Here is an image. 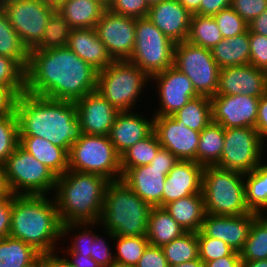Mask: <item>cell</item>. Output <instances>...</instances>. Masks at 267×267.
<instances>
[{
    "label": "cell",
    "mask_w": 267,
    "mask_h": 267,
    "mask_svg": "<svg viewBox=\"0 0 267 267\" xmlns=\"http://www.w3.org/2000/svg\"><path fill=\"white\" fill-rule=\"evenodd\" d=\"M98 70L67 46L30 50L25 92L54 100L76 102L96 90Z\"/></svg>",
    "instance_id": "cell-1"
},
{
    "label": "cell",
    "mask_w": 267,
    "mask_h": 267,
    "mask_svg": "<svg viewBox=\"0 0 267 267\" xmlns=\"http://www.w3.org/2000/svg\"><path fill=\"white\" fill-rule=\"evenodd\" d=\"M15 112L19 136L44 138L68 153L82 135L75 102L25 92L17 97Z\"/></svg>",
    "instance_id": "cell-2"
},
{
    "label": "cell",
    "mask_w": 267,
    "mask_h": 267,
    "mask_svg": "<svg viewBox=\"0 0 267 267\" xmlns=\"http://www.w3.org/2000/svg\"><path fill=\"white\" fill-rule=\"evenodd\" d=\"M9 236L33 246L42 255L54 252L56 240L62 237L55 199L46 194L12 195Z\"/></svg>",
    "instance_id": "cell-3"
},
{
    "label": "cell",
    "mask_w": 267,
    "mask_h": 267,
    "mask_svg": "<svg viewBox=\"0 0 267 267\" xmlns=\"http://www.w3.org/2000/svg\"><path fill=\"white\" fill-rule=\"evenodd\" d=\"M106 177L68 170L57 177L54 195L62 224L99 223L104 206ZM97 222V223H96Z\"/></svg>",
    "instance_id": "cell-4"
},
{
    "label": "cell",
    "mask_w": 267,
    "mask_h": 267,
    "mask_svg": "<svg viewBox=\"0 0 267 267\" xmlns=\"http://www.w3.org/2000/svg\"><path fill=\"white\" fill-rule=\"evenodd\" d=\"M151 208L122 179L110 181L98 224L113 235L146 236Z\"/></svg>",
    "instance_id": "cell-5"
},
{
    "label": "cell",
    "mask_w": 267,
    "mask_h": 267,
    "mask_svg": "<svg viewBox=\"0 0 267 267\" xmlns=\"http://www.w3.org/2000/svg\"><path fill=\"white\" fill-rule=\"evenodd\" d=\"M244 174L205 166L202 193L206 213L235 216L251 212L246 204Z\"/></svg>",
    "instance_id": "cell-6"
},
{
    "label": "cell",
    "mask_w": 267,
    "mask_h": 267,
    "mask_svg": "<svg viewBox=\"0 0 267 267\" xmlns=\"http://www.w3.org/2000/svg\"><path fill=\"white\" fill-rule=\"evenodd\" d=\"M148 80L150 77L129 60H114L98 71L96 90L119 111H131Z\"/></svg>",
    "instance_id": "cell-7"
},
{
    "label": "cell",
    "mask_w": 267,
    "mask_h": 267,
    "mask_svg": "<svg viewBox=\"0 0 267 267\" xmlns=\"http://www.w3.org/2000/svg\"><path fill=\"white\" fill-rule=\"evenodd\" d=\"M69 170L93 173L110 181L122 177L121 156L108 135H89L82 133L68 153Z\"/></svg>",
    "instance_id": "cell-8"
},
{
    "label": "cell",
    "mask_w": 267,
    "mask_h": 267,
    "mask_svg": "<svg viewBox=\"0 0 267 267\" xmlns=\"http://www.w3.org/2000/svg\"><path fill=\"white\" fill-rule=\"evenodd\" d=\"M3 165L13 195H47L55 191L57 176L20 145Z\"/></svg>",
    "instance_id": "cell-9"
},
{
    "label": "cell",
    "mask_w": 267,
    "mask_h": 267,
    "mask_svg": "<svg viewBox=\"0 0 267 267\" xmlns=\"http://www.w3.org/2000/svg\"><path fill=\"white\" fill-rule=\"evenodd\" d=\"M175 43L148 17L137 18L135 45L129 61L149 77L174 66Z\"/></svg>",
    "instance_id": "cell-10"
},
{
    "label": "cell",
    "mask_w": 267,
    "mask_h": 267,
    "mask_svg": "<svg viewBox=\"0 0 267 267\" xmlns=\"http://www.w3.org/2000/svg\"><path fill=\"white\" fill-rule=\"evenodd\" d=\"M174 67L185 74L192 82L199 96L213 97L219 84L220 67L212 57V52L187 40L176 43Z\"/></svg>",
    "instance_id": "cell-11"
},
{
    "label": "cell",
    "mask_w": 267,
    "mask_h": 267,
    "mask_svg": "<svg viewBox=\"0 0 267 267\" xmlns=\"http://www.w3.org/2000/svg\"><path fill=\"white\" fill-rule=\"evenodd\" d=\"M259 133L253 127L224 128V147L219 168L249 173L263 162V148Z\"/></svg>",
    "instance_id": "cell-12"
},
{
    "label": "cell",
    "mask_w": 267,
    "mask_h": 267,
    "mask_svg": "<svg viewBox=\"0 0 267 267\" xmlns=\"http://www.w3.org/2000/svg\"><path fill=\"white\" fill-rule=\"evenodd\" d=\"M0 7L29 51L41 41L48 19L56 10L44 0H0Z\"/></svg>",
    "instance_id": "cell-13"
},
{
    "label": "cell",
    "mask_w": 267,
    "mask_h": 267,
    "mask_svg": "<svg viewBox=\"0 0 267 267\" xmlns=\"http://www.w3.org/2000/svg\"><path fill=\"white\" fill-rule=\"evenodd\" d=\"M137 18L115 14L108 9L96 23L98 38L113 60H129L135 45Z\"/></svg>",
    "instance_id": "cell-14"
},
{
    "label": "cell",
    "mask_w": 267,
    "mask_h": 267,
    "mask_svg": "<svg viewBox=\"0 0 267 267\" xmlns=\"http://www.w3.org/2000/svg\"><path fill=\"white\" fill-rule=\"evenodd\" d=\"M259 99L243 94L215 95L211 97L212 121L224 128H255Z\"/></svg>",
    "instance_id": "cell-15"
},
{
    "label": "cell",
    "mask_w": 267,
    "mask_h": 267,
    "mask_svg": "<svg viewBox=\"0 0 267 267\" xmlns=\"http://www.w3.org/2000/svg\"><path fill=\"white\" fill-rule=\"evenodd\" d=\"M154 132L162 148L170 150L179 160L195 161L200 132L188 128L172 116H152Z\"/></svg>",
    "instance_id": "cell-16"
},
{
    "label": "cell",
    "mask_w": 267,
    "mask_h": 267,
    "mask_svg": "<svg viewBox=\"0 0 267 267\" xmlns=\"http://www.w3.org/2000/svg\"><path fill=\"white\" fill-rule=\"evenodd\" d=\"M150 80H156L161 102V107L154 116H171L199 96L191 80L174 66L152 75Z\"/></svg>",
    "instance_id": "cell-17"
},
{
    "label": "cell",
    "mask_w": 267,
    "mask_h": 267,
    "mask_svg": "<svg viewBox=\"0 0 267 267\" xmlns=\"http://www.w3.org/2000/svg\"><path fill=\"white\" fill-rule=\"evenodd\" d=\"M82 133L109 135L110 129L120 112L97 90L75 102Z\"/></svg>",
    "instance_id": "cell-18"
},
{
    "label": "cell",
    "mask_w": 267,
    "mask_h": 267,
    "mask_svg": "<svg viewBox=\"0 0 267 267\" xmlns=\"http://www.w3.org/2000/svg\"><path fill=\"white\" fill-rule=\"evenodd\" d=\"M259 214L224 216L206 213L201 231L208 237L223 240L234 251L240 252L248 238L251 224Z\"/></svg>",
    "instance_id": "cell-19"
},
{
    "label": "cell",
    "mask_w": 267,
    "mask_h": 267,
    "mask_svg": "<svg viewBox=\"0 0 267 267\" xmlns=\"http://www.w3.org/2000/svg\"><path fill=\"white\" fill-rule=\"evenodd\" d=\"M267 92L264 70L251 64L220 69L216 95H248L260 98Z\"/></svg>",
    "instance_id": "cell-20"
},
{
    "label": "cell",
    "mask_w": 267,
    "mask_h": 267,
    "mask_svg": "<svg viewBox=\"0 0 267 267\" xmlns=\"http://www.w3.org/2000/svg\"><path fill=\"white\" fill-rule=\"evenodd\" d=\"M204 166L195 161L179 160L165 178L162 208L180 198L202 192Z\"/></svg>",
    "instance_id": "cell-21"
},
{
    "label": "cell",
    "mask_w": 267,
    "mask_h": 267,
    "mask_svg": "<svg viewBox=\"0 0 267 267\" xmlns=\"http://www.w3.org/2000/svg\"><path fill=\"white\" fill-rule=\"evenodd\" d=\"M191 16L177 0H164L150 6L147 17L176 44L187 40Z\"/></svg>",
    "instance_id": "cell-22"
},
{
    "label": "cell",
    "mask_w": 267,
    "mask_h": 267,
    "mask_svg": "<svg viewBox=\"0 0 267 267\" xmlns=\"http://www.w3.org/2000/svg\"><path fill=\"white\" fill-rule=\"evenodd\" d=\"M167 168L150 164L128 169L121 179L151 207H162V194Z\"/></svg>",
    "instance_id": "cell-23"
},
{
    "label": "cell",
    "mask_w": 267,
    "mask_h": 267,
    "mask_svg": "<svg viewBox=\"0 0 267 267\" xmlns=\"http://www.w3.org/2000/svg\"><path fill=\"white\" fill-rule=\"evenodd\" d=\"M154 130V120L146 119L132 111H120L109 132V139L121 156L136 142Z\"/></svg>",
    "instance_id": "cell-24"
},
{
    "label": "cell",
    "mask_w": 267,
    "mask_h": 267,
    "mask_svg": "<svg viewBox=\"0 0 267 267\" xmlns=\"http://www.w3.org/2000/svg\"><path fill=\"white\" fill-rule=\"evenodd\" d=\"M67 47L98 71L114 61L95 28L72 29Z\"/></svg>",
    "instance_id": "cell-25"
},
{
    "label": "cell",
    "mask_w": 267,
    "mask_h": 267,
    "mask_svg": "<svg viewBox=\"0 0 267 267\" xmlns=\"http://www.w3.org/2000/svg\"><path fill=\"white\" fill-rule=\"evenodd\" d=\"M19 145L57 177L69 170L68 152L38 136H19Z\"/></svg>",
    "instance_id": "cell-26"
},
{
    "label": "cell",
    "mask_w": 267,
    "mask_h": 267,
    "mask_svg": "<svg viewBox=\"0 0 267 267\" xmlns=\"http://www.w3.org/2000/svg\"><path fill=\"white\" fill-rule=\"evenodd\" d=\"M186 232L202 228L206 211L203 193L186 196L163 207Z\"/></svg>",
    "instance_id": "cell-27"
},
{
    "label": "cell",
    "mask_w": 267,
    "mask_h": 267,
    "mask_svg": "<svg viewBox=\"0 0 267 267\" xmlns=\"http://www.w3.org/2000/svg\"><path fill=\"white\" fill-rule=\"evenodd\" d=\"M107 7L98 0H67L57 11L72 29L95 28Z\"/></svg>",
    "instance_id": "cell-28"
},
{
    "label": "cell",
    "mask_w": 267,
    "mask_h": 267,
    "mask_svg": "<svg viewBox=\"0 0 267 267\" xmlns=\"http://www.w3.org/2000/svg\"><path fill=\"white\" fill-rule=\"evenodd\" d=\"M211 52L220 68L250 64L249 29L240 35L223 38Z\"/></svg>",
    "instance_id": "cell-29"
},
{
    "label": "cell",
    "mask_w": 267,
    "mask_h": 267,
    "mask_svg": "<svg viewBox=\"0 0 267 267\" xmlns=\"http://www.w3.org/2000/svg\"><path fill=\"white\" fill-rule=\"evenodd\" d=\"M185 232L184 228L164 208H151L146 234L150 245L162 247Z\"/></svg>",
    "instance_id": "cell-30"
},
{
    "label": "cell",
    "mask_w": 267,
    "mask_h": 267,
    "mask_svg": "<svg viewBox=\"0 0 267 267\" xmlns=\"http://www.w3.org/2000/svg\"><path fill=\"white\" fill-rule=\"evenodd\" d=\"M41 253L33 246L10 236L0 239V267L40 265Z\"/></svg>",
    "instance_id": "cell-31"
},
{
    "label": "cell",
    "mask_w": 267,
    "mask_h": 267,
    "mask_svg": "<svg viewBox=\"0 0 267 267\" xmlns=\"http://www.w3.org/2000/svg\"><path fill=\"white\" fill-rule=\"evenodd\" d=\"M224 147V127L211 121L201 132L196 151V162L202 166H215Z\"/></svg>",
    "instance_id": "cell-32"
},
{
    "label": "cell",
    "mask_w": 267,
    "mask_h": 267,
    "mask_svg": "<svg viewBox=\"0 0 267 267\" xmlns=\"http://www.w3.org/2000/svg\"><path fill=\"white\" fill-rule=\"evenodd\" d=\"M244 178L246 204L251 212L260 215L267 210V164L260 163Z\"/></svg>",
    "instance_id": "cell-33"
},
{
    "label": "cell",
    "mask_w": 267,
    "mask_h": 267,
    "mask_svg": "<svg viewBox=\"0 0 267 267\" xmlns=\"http://www.w3.org/2000/svg\"><path fill=\"white\" fill-rule=\"evenodd\" d=\"M190 129L201 132L212 121L211 98L198 96L171 115Z\"/></svg>",
    "instance_id": "cell-34"
},
{
    "label": "cell",
    "mask_w": 267,
    "mask_h": 267,
    "mask_svg": "<svg viewBox=\"0 0 267 267\" xmlns=\"http://www.w3.org/2000/svg\"><path fill=\"white\" fill-rule=\"evenodd\" d=\"M0 55L14 59L24 70L29 62V50L11 26L6 13L0 7Z\"/></svg>",
    "instance_id": "cell-35"
},
{
    "label": "cell",
    "mask_w": 267,
    "mask_h": 267,
    "mask_svg": "<svg viewBox=\"0 0 267 267\" xmlns=\"http://www.w3.org/2000/svg\"><path fill=\"white\" fill-rule=\"evenodd\" d=\"M161 148L154 130L121 155L122 175L130 168L148 165Z\"/></svg>",
    "instance_id": "cell-36"
},
{
    "label": "cell",
    "mask_w": 267,
    "mask_h": 267,
    "mask_svg": "<svg viewBox=\"0 0 267 267\" xmlns=\"http://www.w3.org/2000/svg\"><path fill=\"white\" fill-rule=\"evenodd\" d=\"M222 39V33L213 17L192 14L188 42L212 50Z\"/></svg>",
    "instance_id": "cell-37"
},
{
    "label": "cell",
    "mask_w": 267,
    "mask_h": 267,
    "mask_svg": "<svg viewBox=\"0 0 267 267\" xmlns=\"http://www.w3.org/2000/svg\"><path fill=\"white\" fill-rule=\"evenodd\" d=\"M239 253L242 261L267 259V221L261 215L253 220L248 238Z\"/></svg>",
    "instance_id": "cell-38"
},
{
    "label": "cell",
    "mask_w": 267,
    "mask_h": 267,
    "mask_svg": "<svg viewBox=\"0 0 267 267\" xmlns=\"http://www.w3.org/2000/svg\"><path fill=\"white\" fill-rule=\"evenodd\" d=\"M161 248L169 265L197 259L199 257L197 232H185Z\"/></svg>",
    "instance_id": "cell-39"
},
{
    "label": "cell",
    "mask_w": 267,
    "mask_h": 267,
    "mask_svg": "<svg viewBox=\"0 0 267 267\" xmlns=\"http://www.w3.org/2000/svg\"><path fill=\"white\" fill-rule=\"evenodd\" d=\"M71 30L69 23L56 9L48 19L41 41L32 50H50L66 47Z\"/></svg>",
    "instance_id": "cell-40"
},
{
    "label": "cell",
    "mask_w": 267,
    "mask_h": 267,
    "mask_svg": "<svg viewBox=\"0 0 267 267\" xmlns=\"http://www.w3.org/2000/svg\"><path fill=\"white\" fill-rule=\"evenodd\" d=\"M105 233H108L107 236L110 239H116L117 253L114 254L115 262L122 265L136 266L149 245L146 236H118L109 231H105Z\"/></svg>",
    "instance_id": "cell-41"
},
{
    "label": "cell",
    "mask_w": 267,
    "mask_h": 267,
    "mask_svg": "<svg viewBox=\"0 0 267 267\" xmlns=\"http://www.w3.org/2000/svg\"><path fill=\"white\" fill-rule=\"evenodd\" d=\"M19 145V127L15 110L0 116V163H4L7 157Z\"/></svg>",
    "instance_id": "cell-42"
},
{
    "label": "cell",
    "mask_w": 267,
    "mask_h": 267,
    "mask_svg": "<svg viewBox=\"0 0 267 267\" xmlns=\"http://www.w3.org/2000/svg\"><path fill=\"white\" fill-rule=\"evenodd\" d=\"M0 85L17 97L25 93V70L12 58L0 55Z\"/></svg>",
    "instance_id": "cell-43"
},
{
    "label": "cell",
    "mask_w": 267,
    "mask_h": 267,
    "mask_svg": "<svg viewBox=\"0 0 267 267\" xmlns=\"http://www.w3.org/2000/svg\"><path fill=\"white\" fill-rule=\"evenodd\" d=\"M223 38H230L245 33L249 29L246 21L231 7L222 9L213 16Z\"/></svg>",
    "instance_id": "cell-44"
},
{
    "label": "cell",
    "mask_w": 267,
    "mask_h": 267,
    "mask_svg": "<svg viewBox=\"0 0 267 267\" xmlns=\"http://www.w3.org/2000/svg\"><path fill=\"white\" fill-rule=\"evenodd\" d=\"M199 258L205 263L230 255L234 250L220 239L206 236L201 230L197 232Z\"/></svg>",
    "instance_id": "cell-45"
},
{
    "label": "cell",
    "mask_w": 267,
    "mask_h": 267,
    "mask_svg": "<svg viewBox=\"0 0 267 267\" xmlns=\"http://www.w3.org/2000/svg\"><path fill=\"white\" fill-rule=\"evenodd\" d=\"M89 226V223L62 224L63 237L68 235L69 232L73 230V228L83 227V231H80L79 235L77 234V237L73 239V243L70 245L71 247H69V249L67 250L68 254H81L85 256L91 255L92 243L95 240V234L91 230L87 229V227Z\"/></svg>",
    "instance_id": "cell-46"
},
{
    "label": "cell",
    "mask_w": 267,
    "mask_h": 267,
    "mask_svg": "<svg viewBox=\"0 0 267 267\" xmlns=\"http://www.w3.org/2000/svg\"><path fill=\"white\" fill-rule=\"evenodd\" d=\"M149 8L146 0H110L107 6L115 14L134 18L147 17Z\"/></svg>",
    "instance_id": "cell-47"
},
{
    "label": "cell",
    "mask_w": 267,
    "mask_h": 267,
    "mask_svg": "<svg viewBox=\"0 0 267 267\" xmlns=\"http://www.w3.org/2000/svg\"><path fill=\"white\" fill-rule=\"evenodd\" d=\"M230 7L249 25L267 9V0H231Z\"/></svg>",
    "instance_id": "cell-48"
},
{
    "label": "cell",
    "mask_w": 267,
    "mask_h": 267,
    "mask_svg": "<svg viewBox=\"0 0 267 267\" xmlns=\"http://www.w3.org/2000/svg\"><path fill=\"white\" fill-rule=\"evenodd\" d=\"M250 64L264 70L267 67V37L249 30Z\"/></svg>",
    "instance_id": "cell-49"
},
{
    "label": "cell",
    "mask_w": 267,
    "mask_h": 267,
    "mask_svg": "<svg viewBox=\"0 0 267 267\" xmlns=\"http://www.w3.org/2000/svg\"><path fill=\"white\" fill-rule=\"evenodd\" d=\"M90 256L102 267H110L116 263L114 254L110 252L106 241L97 235H95V240L92 243Z\"/></svg>",
    "instance_id": "cell-50"
},
{
    "label": "cell",
    "mask_w": 267,
    "mask_h": 267,
    "mask_svg": "<svg viewBox=\"0 0 267 267\" xmlns=\"http://www.w3.org/2000/svg\"><path fill=\"white\" fill-rule=\"evenodd\" d=\"M161 247L148 245L135 267H168Z\"/></svg>",
    "instance_id": "cell-51"
},
{
    "label": "cell",
    "mask_w": 267,
    "mask_h": 267,
    "mask_svg": "<svg viewBox=\"0 0 267 267\" xmlns=\"http://www.w3.org/2000/svg\"><path fill=\"white\" fill-rule=\"evenodd\" d=\"M12 211V195L0 197V239L9 236Z\"/></svg>",
    "instance_id": "cell-52"
},
{
    "label": "cell",
    "mask_w": 267,
    "mask_h": 267,
    "mask_svg": "<svg viewBox=\"0 0 267 267\" xmlns=\"http://www.w3.org/2000/svg\"><path fill=\"white\" fill-rule=\"evenodd\" d=\"M255 129L263 143L267 140V92L259 99L258 115ZM266 137V138H265Z\"/></svg>",
    "instance_id": "cell-53"
},
{
    "label": "cell",
    "mask_w": 267,
    "mask_h": 267,
    "mask_svg": "<svg viewBox=\"0 0 267 267\" xmlns=\"http://www.w3.org/2000/svg\"><path fill=\"white\" fill-rule=\"evenodd\" d=\"M178 161L179 159L170 150L161 147L150 165L152 167L167 168V173H169Z\"/></svg>",
    "instance_id": "cell-54"
},
{
    "label": "cell",
    "mask_w": 267,
    "mask_h": 267,
    "mask_svg": "<svg viewBox=\"0 0 267 267\" xmlns=\"http://www.w3.org/2000/svg\"><path fill=\"white\" fill-rule=\"evenodd\" d=\"M231 6V0H201L200 15L213 17L222 9Z\"/></svg>",
    "instance_id": "cell-55"
},
{
    "label": "cell",
    "mask_w": 267,
    "mask_h": 267,
    "mask_svg": "<svg viewBox=\"0 0 267 267\" xmlns=\"http://www.w3.org/2000/svg\"><path fill=\"white\" fill-rule=\"evenodd\" d=\"M17 96L5 86L0 85V116L15 110Z\"/></svg>",
    "instance_id": "cell-56"
},
{
    "label": "cell",
    "mask_w": 267,
    "mask_h": 267,
    "mask_svg": "<svg viewBox=\"0 0 267 267\" xmlns=\"http://www.w3.org/2000/svg\"><path fill=\"white\" fill-rule=\"evenodd\" d=\"M241 264L240 253L233 251L228 256L205 262L204 267H241Z\"/></svg>",
    "instance_id": "cell-57"
},
{
    "label": "cell",
    "mask_w": 267,
    "mask_h": 267,
    "mask_svg": "<svg viewBox=\"0 0 267 267\" xmlns=\"http://www.w3.org/2000/svg\"><path fill=\"white\" fill-rule=\"evenodd\" d=\"M40 267H75L66 257H58L54 252L43 254L40 258Z\"/></svg>",
    "instance_id": "cell-58"
},
{
    "label": "cell",
    "mask_w": 267,
    "mask_h": 267,
    "mask_svg": "<svg viewBox=\"0 0 267 267\" xmlns=\"http://www.w3.org/2000/svg\"><path fill=\"white\" fill-rule=\"evenodd\" d=\"M249 30L267 37V9L249 24Z\"/></svg>",
    "instance_id": "cell-59"
},
{
    "label": "cell",
    "mask_w": 267,
    "mask_h": 267,
    "mask_svg": "<svg viewBox=\"0 0 267 267\" xmlns=\"http://www.w3.org/2000/svg\"><path fill=\"white\" fill-rule=\"evenodd\" d=\"M71 260L66 258L75 267H102L91 256L69 254Z\"/></svg>",
    "instance_id": "cell-60"
},
{
    "label": "cell",
    "mask_w": 267,
    "mask_h": 267,
    "mask_svg": "<svg viewBox=\"0 0 267 267\" xmlns=\"http://www.w3.org/2000/svg\"><path fill=\"white\" fill-rule=\"evenodd\" d=\"M5 195H13L10 191L6 180L5 167L0 163V197Z\"/></svg>",
    "instance_id": "cell-61"
},
{
    "label": "cell",
    "mask_w": 267,
    "mask_h": 267,
    "mask_svg": "<svg viewBox=\"0 0 267 267\" xmlns=\"http://www.w3.org/2000/svg\"><path fill=\"white\" fill-rule=\"evenodd\" d=\"M184 8H186L191 14L200 15V3L201 0H177Z\"/></svg>",
    "instance_id": "cell-62"
},
{
    "label": "cell",
    "mask_w": 267,
    "mask_h": 267,
    "mask_svg": "<svg viewBox=\"0 0 267 267\" xmlns=\"http://www.w3.org/2000/svg\"><path fill=\"white\" fill-rule=\"evenodd\" d=\"M168 267H204V262L198 257L192 261L184 262L181 264H172Z\"/></svg>",
    "instance_id": "cell-63"
},
{
    "label": "cell",
    "mask_w": 267,
    "mask_h": 267,
    "mask_svg": "<svg viewBox=\"0 0 267 267\" xmlns=\"http://www.w3.org/2000/svg\"><path fill=\"white\" fill-rule=\"evenodd\" d=\"M241 267H267V259L254 260V261H242Z\"/></svg>",
    "instance_id": "cell-64"
},
{
    "label": "cell",
    "mask_w": 267,
    "mask_h": 267,
    "mask_svg": "<svg viewBox=\"0 0 267 267\" xmlns=\"http://www.w3.org/2000/svg\"><path fill=\"white\" fill-rule=\"evenodd\" d=\"M48 5L58 8L62 3H64L67 0H44Z\"/></svg>",
    "instance_id": "cell-65"
},
{
    "label": "cell",
    "mask_w": 267,
    "mask_h": 267,
    "mask_svg": "<svg viewBox=\"0 0 267 267\" xmlns=\"http://www.w3.org/2000/svg\"><path fill=\"white\" fill-rule=\"evenodd\" d=\"M149 6L155 5L164 0H146Z\"/></svg>",
    "instance_id": "cell-66"
},
{
    "label": "cell",
    "mask_w": 267,
    "mask_h": 267,
    "mask_svg": "<svg viewBox=\"0 0 267 267\" xmlns=\"http://www.w3.org/2000/svg\"><path fill=\"white\" fill-rule=\"evenodd\" d=\"M110 267H135V266L122 265V264H119V263H115V264L111 265Z\"/></svg>",
    "instance_id": "cell-67"
},
{
    "label": "cell",
    "mask_w": 267,
    "mask_h": 267,
    "mask_svg": "<svg viewBox=\"0 0 267 267\" xmlns=\"http://www.w3.org/2000/svg\"><path fill=\"white\" fill-rule=\"evenodd\" d=\"M98 1L102 2L107 7L110 0H98Z\"/></svg>",
    "instance_id": "cell-68"
},
{
    "label": "cell",
    "mask_w": 267,
    "mask_h": 267,
    "mask_svg": "<svg viewBox=\"0 0 267 267\" xmlns=\"http://www.w3.org/2000/svg\"><path fill=\"white\" fill-rule=\"evenodd\" d=\"M266 213V214H265ZM266 221H267V211L263 212L260 214Z\"/></svg>",
    "instance_id": "cell-69"
},
{
    "label": "cell",
    "mask_w": 267,
    "mask_h": 267,
    "mask_svg": "<svg viewBox=\"0 0 267 267\" xmlns=\"http://www.w3.org/2000/svg\"><path fill=\"white\" fill-rule=\"evenodd\" d=\"M264 75H265V80H266V83H267V67L264 69Z\"/></svg>",
    "instance_id": "cell-70"
},
{
    "label": "cell",
    "mask_w": 267,
    "mask_h": 267,
    "mask_svg": "<svg viewBox=\"0 0 267 267\" xmlns=\"http://www.w3.org/2000/svg\"><path fill=\"white\" fill-rule=\"evenodd\" d=\"M31 267H40V265H32Z\"/></svg>",
    "instance_id": "cell-71"
}]
</instances>
